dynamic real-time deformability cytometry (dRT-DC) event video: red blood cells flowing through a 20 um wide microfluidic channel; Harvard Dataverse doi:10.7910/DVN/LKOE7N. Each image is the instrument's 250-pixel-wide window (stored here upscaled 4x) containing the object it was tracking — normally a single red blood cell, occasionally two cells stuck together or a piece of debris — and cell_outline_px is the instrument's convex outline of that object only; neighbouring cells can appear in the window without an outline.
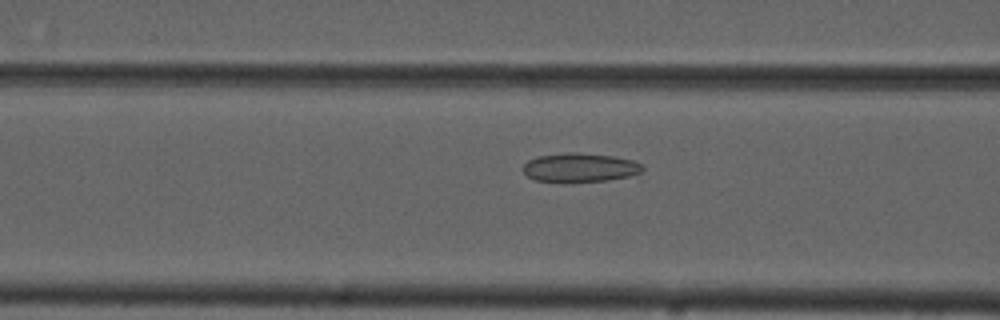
{"species": "common noctule bat (a hibernating species)", "species_latin": "Nyctalus noctula", "temperature_condition": "cold", "stored_images_in_passage": 14, "camera_frame_rate_fps": 3000, "um_per_image_px": 0.085, "animal": {"sex": "male", "forearm_length_mm": 52.5}, "frame": {"image": 1, "passage_image": 12, "time_ms": 3.667, "image_size_px": [1000, 320], "cell_outline_px": [[644, 168], [640, 172], [628, 176], [608, 180], [568, 184], [564, 184], [536, 180], [528, 176], [524, 172], [524, 164], [528, 160], [536, 156], [568, 152], [576, 152], [616, 156], [632, 160], [644, 164]], "centroid_in_image_um": [49.28, 14.26], "position_along_channel_um": 117.3, "area_um2": 20.75}}